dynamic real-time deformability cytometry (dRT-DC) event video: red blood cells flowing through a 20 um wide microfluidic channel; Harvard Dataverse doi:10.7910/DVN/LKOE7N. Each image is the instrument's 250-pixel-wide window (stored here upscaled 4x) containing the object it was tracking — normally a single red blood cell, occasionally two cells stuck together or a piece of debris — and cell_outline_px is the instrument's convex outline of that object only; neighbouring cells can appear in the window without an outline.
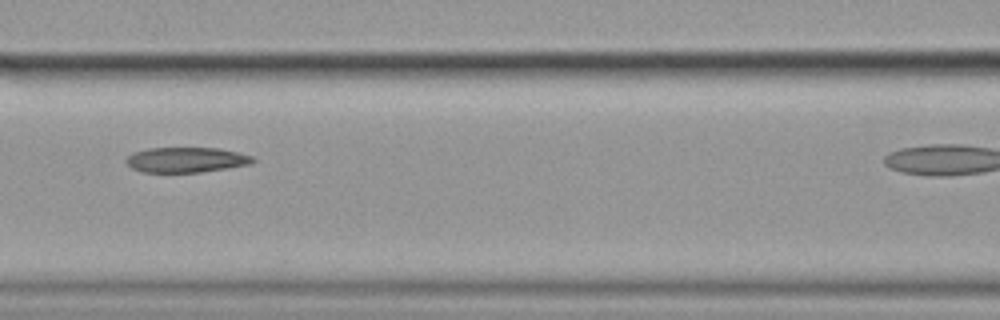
{"species": "common noctule bat (a hibernating species)", "species_latin": "Nyctalus noctula", "temperature_condition": "cold", "stored_images_in_passage": 8, "segment_of_instrument_passage": [1, 2], "camera_frame_rate_fps": 3000, "um_per_image_px": 0.085, "animal": {"sex": "female", "body_mass_g": 19.9}, "frame": {"image": 1, "passage_image": 3, "time_ms": 0.667, "image_size_px": [1000, 320], "cell_outline_px": [[256, 160], [252, 164], [228, 168], [200, 172], [140, 172], [132, 168], [124, 160], [132, 152], [148, 148], [220, 148], [252, 156]], "centroid_in_image_um": [15.82, 13.58], "position_along_channel_um": 150.8, "area_um2": 18.67}}
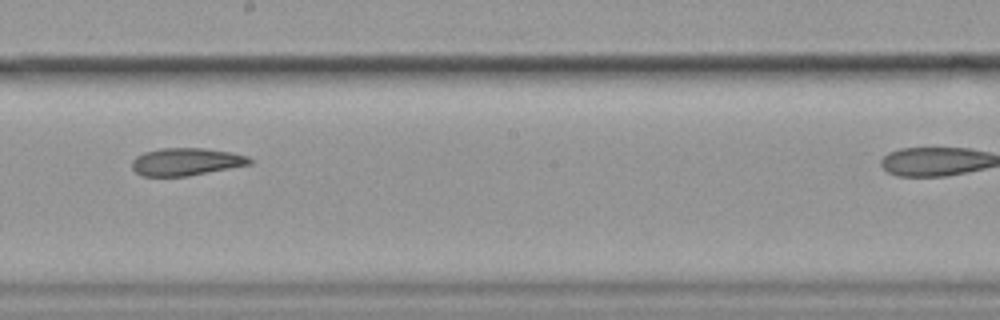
{"frame": {"image": 2, "passage_image": 5, "time_ms": 1.333, "image_size_px": [1000, 320], "cell_outline_px": [[252, 164], [188, 176], [144, 176], [136, 172], [132, 168], [132, 160], [136, 156], [144, 152], [160, 148], [204, 148], [232, 152], [248, 156], [252, 160]], "centroid_in_image_um": [15.83, 13.74], "position_along_channel_um": 232.4, "area_um2": 18.96}}
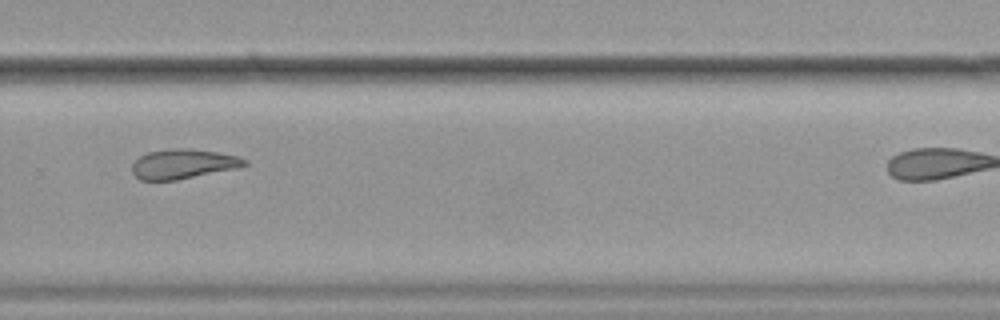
{"frame": {"image": 3, "passage_image": 7, "time_ms": 2.0, "image_size_px": [1000, 320], "cell_outline_px": [[248, 164], [236, 168], [176, 180], [140, 180], [132, 172], [132, 164], [140, 156], [148, 152], [168, 148], [188, 148], [216, 152], [236, 156], [248, 160]], "centroid_in_image_um": [15.54, 13.93], "position_along_channel_um": 314.3, "area_um2": 19.31}}